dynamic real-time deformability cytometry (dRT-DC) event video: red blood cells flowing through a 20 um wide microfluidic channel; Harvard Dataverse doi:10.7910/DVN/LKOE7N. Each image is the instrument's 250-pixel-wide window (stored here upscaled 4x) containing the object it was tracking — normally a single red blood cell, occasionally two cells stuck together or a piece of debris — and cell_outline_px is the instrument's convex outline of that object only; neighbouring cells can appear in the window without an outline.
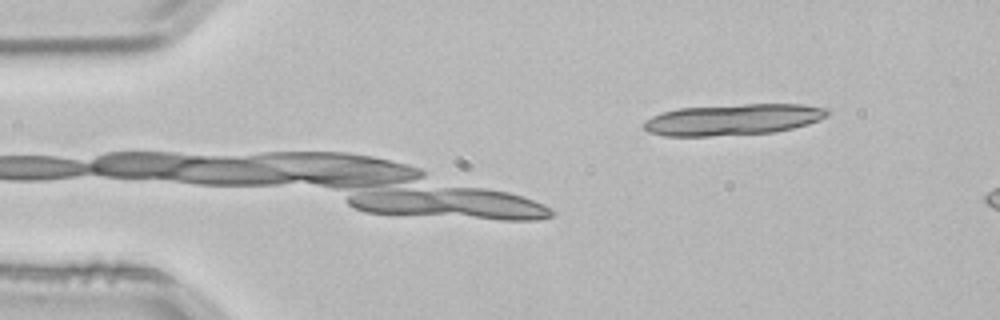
{"species": "common noctule bat (a hibernating species)", "species_latin": "Nyctalus noctula", "temperature_condition": "room temperature", "stored_images_in_passage": 12, "camera_frame_rate_fps": 3000, "um_per_image_px": 0.085, "animal": {"sex": "male", "body_mass_g": 21.5, "forearm_length_mm": 52.0}, "frame": {"image": 1, "passage_image": 12, "time_ms": 3.667, "image_size_px": [1000, 320], "cell_outline_px": [[832, 112], [828, 116], [820, 120], [808, 124], [792, 128], [772, 132], [708, 136], [664, 136], [648, 132], [644, 128], [644, 120], [660, 112], [680, 108], [744, 104], [800, 104], [828, 108]], "centroid_in_image_um": [62.32, 10.15], "position_along_channel_um": 22.7, "area_um2": 33.47}}